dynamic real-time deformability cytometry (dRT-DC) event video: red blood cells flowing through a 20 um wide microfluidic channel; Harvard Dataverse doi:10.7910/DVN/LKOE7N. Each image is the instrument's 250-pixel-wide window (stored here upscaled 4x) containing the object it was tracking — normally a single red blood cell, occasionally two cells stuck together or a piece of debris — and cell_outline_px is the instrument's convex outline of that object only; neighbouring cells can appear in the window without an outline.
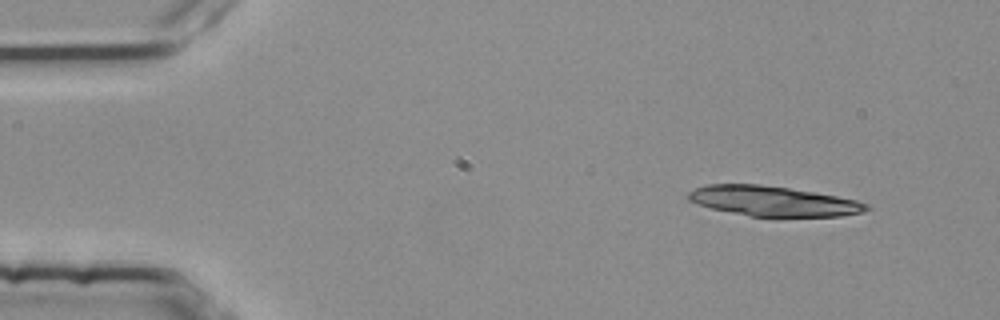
{"species": "common noctule bat (a hibernating species)", "species_latin": "Nyctalus noctula", "temperature_condition": "room temperature", "stored_images_in_passage": 3, "camera_frame_rate_fps": 3000, "um_per_image_px": 0.085, "animal": {"sex": "female", "body_mass_g": 25.1}, "frame": {"image": 1, "passage_image": 1, "time_ms": 0.0, "image_size_px": [1000, 320], "cell_outline_px": [[868, 208], [864, 212], [840, 216], [776, 220], [748, 216], [712, 208], [688, 200], [688, 192], [696, 188], [708, 184], [760, 184], [788, 188], [836, 196], [856, 200], [868, 204]], "centroid_in_image_um": [65.76, 17.15], "position_along_channel_um": 19.2, "area_um2": 32.02}}